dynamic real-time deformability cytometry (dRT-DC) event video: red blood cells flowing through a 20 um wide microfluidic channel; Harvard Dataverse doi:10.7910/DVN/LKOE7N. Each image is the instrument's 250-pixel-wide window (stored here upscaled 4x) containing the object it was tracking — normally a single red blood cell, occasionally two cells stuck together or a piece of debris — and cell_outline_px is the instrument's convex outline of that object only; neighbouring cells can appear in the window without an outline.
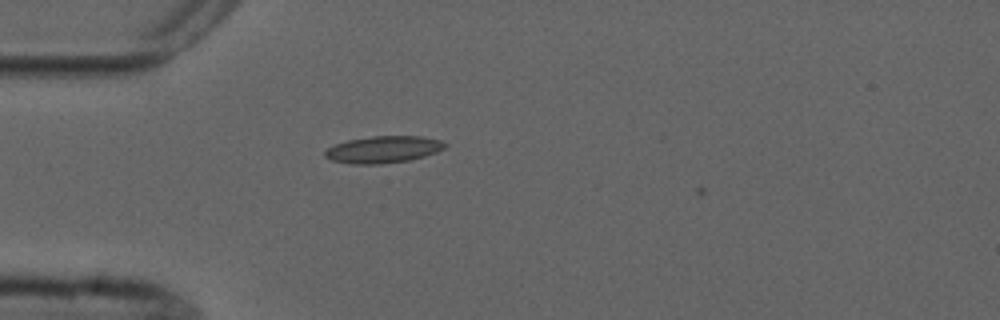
{"species": "common noctule bat (a hibernating species)", "species_latin": "Nyctalus noctula", "temperature_condition": "cold", "stored_images_in_passage": 2, "camera_frame_rate_fps": 3000, "um_per_image_px": 0.085, "animal": {"sex": "male", "forearm_length_mm": 52.5}, "frame": {"image": 1, "passage_image": 2, "time_ms": 1.0, "image_size_px": [1000, 320], "cell_outline_px": [[448, 144], [444, 148], [436, 152], [424, 156], [408, 160], [380, 164], [348, 164], [332, 160], [324, 156], [324, 152], [328, 148], [336, 144], [348, 140], [372, 136], [420, 136], [440, 140]], "centroid_in_image_um": [32.57, 12.71], "position_along_channel_um": 52.4, "area_um2": 18.73}}